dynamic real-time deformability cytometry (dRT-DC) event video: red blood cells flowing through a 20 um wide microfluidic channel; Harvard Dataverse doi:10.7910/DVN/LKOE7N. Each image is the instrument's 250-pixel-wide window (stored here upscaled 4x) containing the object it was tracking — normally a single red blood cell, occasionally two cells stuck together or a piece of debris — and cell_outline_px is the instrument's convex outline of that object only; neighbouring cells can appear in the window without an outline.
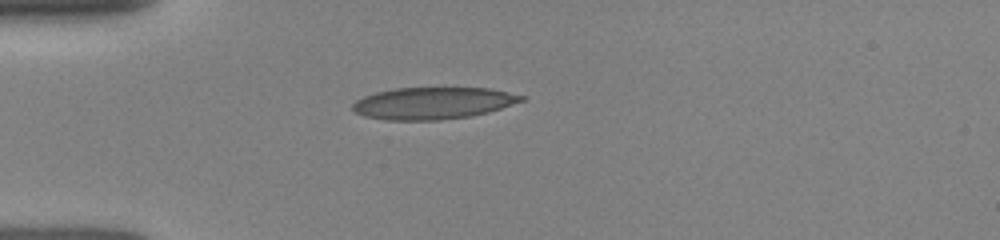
{"species": "human", "species_latin": "Homo sapiens", "temperature_condition": "room temperature", "stored_images_in_passage": 5, "camera_frame_rate_fps": 3000, "um_per_image_px": 0.085, "donor": {"sex": "female"}, "frame": {"image": 1, "passage_image": 5, "time_ms": 4.0, "image_size_px": [1000, 240], "cell_outline_px": [[524, 100], [488, 112], [468, 116], [440, 120], [384, 120], [364, 116], [356, 112], [352, 108], [352, 104], [356, 100], [364, 96], [376, 92], [396, 88], [488, 88], [508, 92], [524, 96]], "centroid_in_image_um": [36.76, 8.77], "position_along_channel_um": 48.2, "area_um2": 31.15}}